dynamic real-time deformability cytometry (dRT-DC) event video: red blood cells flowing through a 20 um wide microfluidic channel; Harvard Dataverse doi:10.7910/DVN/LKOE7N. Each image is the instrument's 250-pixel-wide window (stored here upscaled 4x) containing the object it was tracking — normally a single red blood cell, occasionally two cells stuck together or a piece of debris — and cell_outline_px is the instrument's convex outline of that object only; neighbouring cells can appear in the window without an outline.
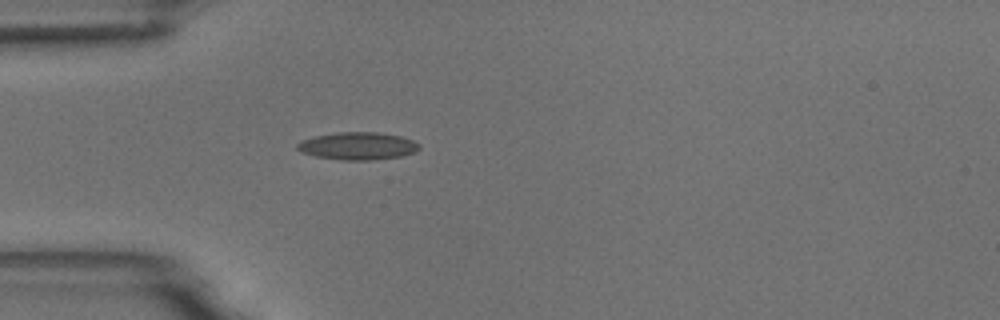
{"species": "common noctule bat (a hibernating species)", "species_latin": "Nyctalus noctula", "temperature_condition": "room temperature", "stored_images_in_passage": 1, "camera_frame_rate_fps": 3000, "um_per_image_px": 0.085, "animal": {"sex": "male", "body_mass_g": 18.8}, "frame": {"image": 1, "passage_image": 1, "time_ms": 0.0, "image_size_px": [1000, 320], "cell_outline_px": [[420, 148], [416, 152], [400, 156], [372, 160], [340, 160], [316, 156], [304, 152], [296, 148], [296, 144], [300, 140], [316, 136], [340, 132], [376, 132], [400, 136], [412, 140], [420, 144]], "centroid_in_image_um": [30.42, 12.41], "position_along_channel_um": 54.6, "area_um2": 19.48}}